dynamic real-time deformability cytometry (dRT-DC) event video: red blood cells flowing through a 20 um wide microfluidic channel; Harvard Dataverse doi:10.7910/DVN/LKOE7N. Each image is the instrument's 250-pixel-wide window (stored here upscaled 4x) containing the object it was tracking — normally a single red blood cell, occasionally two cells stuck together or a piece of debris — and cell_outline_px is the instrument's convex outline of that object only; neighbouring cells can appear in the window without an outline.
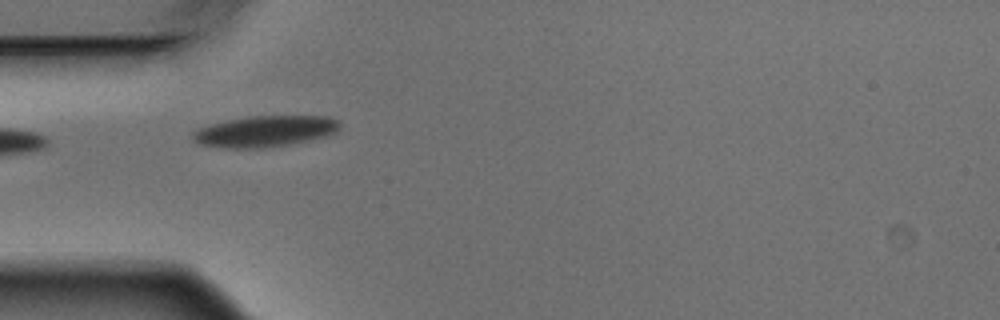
{"species": "Egyptian fruit bat (a non-hibernating species)", "species_latin": "Rousettus aegyptiacus", "temperature_condition": "warm", "stored_images_in_passage": 7, "camera_frame_rate_fps": 3000, "um_per_image_px": 0.085, "animal": {"sex": "male"}, "frame": {"image": 1, "passage_image": 1, "time_ms": 0.0, "image_size_px": [1000, 320], "cell_outline_px": [[340, 128], [336, 132], [324, 136], [308, 140], [288, 144], [264, 148], [220, 148], [200, 144], [192, 136], [192, 132], [200, 128], [212, 124], [228, 120], [248, 116], [328, 116], [336, 120], [340, 124]], "centroid_in_image_um": [22.52, 11.16], "position_along_channel_um": 62.5, "area_um2": 26.41}}
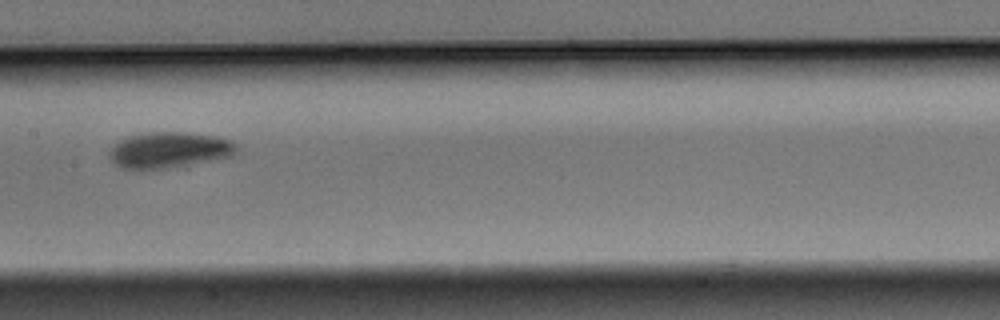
{"frame": {"image": 2, "passage_image": 4, "time_ms": 1.0, "image_size_px": [1000, 320], "cell_outline_px": [[236, 152], [232, 156], [168, 168], [120, 168], [108, 156], [108, 152], [120, 140], [128, 136], [148, 132], [184, 132], [216, 136], [232, 140], [236, 144]], "centroid_in_image_um": [14.39, 12.73], "position_along_channel_um": 193.0, "area_um2": 26.3}}
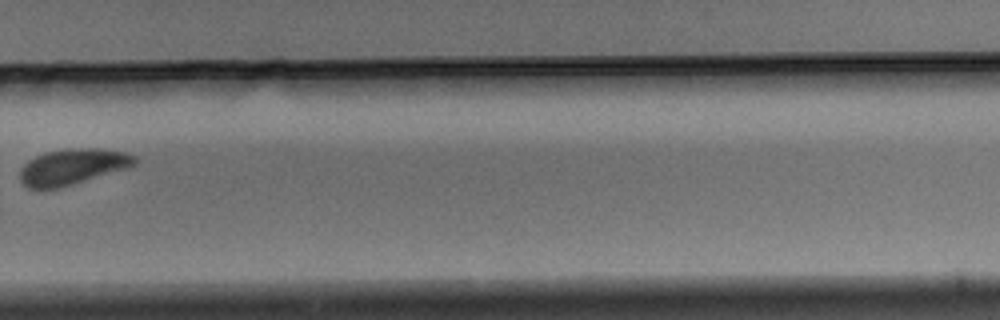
{"frame": {"image": 3, "passage_image": 7, "time_ms": 2.0, "image_size_px": [1000, 320], "cell_outline_px": [[136, 164], [128, 168], [60, 188], [44, 192], [28, 188], [20, 180], [20, 168], [28, 160], [36, 156], [48, 152], [68, 148], [100, 148], [128, 152], [136, 156]], "centroid_in_image_um": [6.15, 14.2], "position_along_channel_um": 323.7, "area_um2": 24.51}}